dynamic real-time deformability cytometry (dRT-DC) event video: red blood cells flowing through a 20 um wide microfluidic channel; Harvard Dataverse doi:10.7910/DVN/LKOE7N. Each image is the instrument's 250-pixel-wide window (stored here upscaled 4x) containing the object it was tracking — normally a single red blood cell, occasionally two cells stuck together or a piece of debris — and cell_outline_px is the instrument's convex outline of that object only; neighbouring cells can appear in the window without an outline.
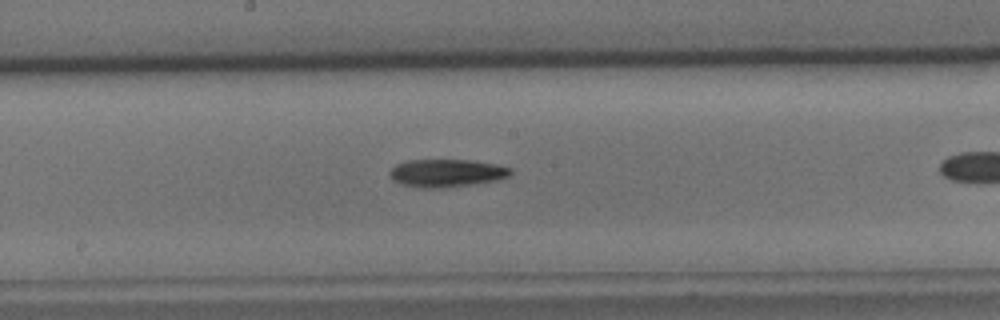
{"species": "common noctule bat (a hibernating species)", "species_latin": "Nyctalus noctula", "temperature_condition": "cold", "stored_images_in_passage": 28, "camera_frame_rate_fps": 3000, "um_per_image_px": 0.085, "animal": {"sex": "male", "body_mass_g": 15.6}, "frame": {"image": 1, "passage_image": 13, "time_ms": 4.0, "image_size_px": [1000, 320], "cell_outline_px": [[512, 172], [508, 176], [496, 180], [472, 184], [440, 188], [424, 188], [404, 184], [392, 180], [388, 172], [396, 164], [408, 160], [468, 160], [496, 164], [512, 168]], "centroid_in_image_um": [37.95, 14.7], "position_along_channel_um": 210.3, "area_um2": 19.42}}
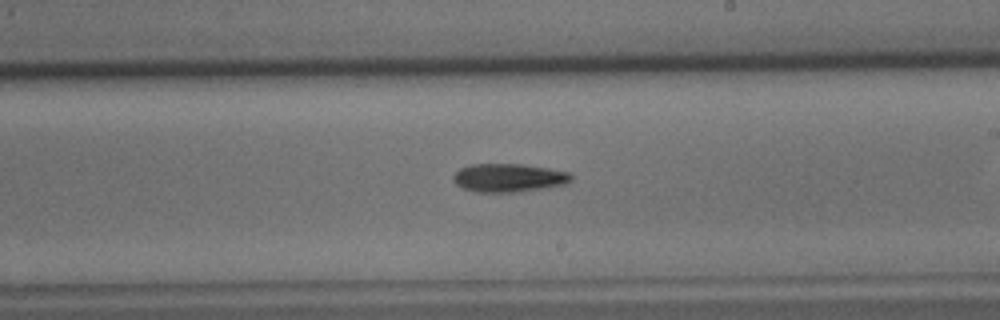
{"frame": {"image": 2, "passage_image": 16, "time_ms": 5.0, "image_size_px": [1000, 320], "cell_outline_px": [[572, 180], [564, 184], [516, 192], [476, 192], [464, 188], [456, 184], [452, 180], [452, 176], [460, 168], [472, 164], [524, 164], [572, 172]], "centroid_in_image_um": [43.23, 15.1], "position_along_channel_um": 245.8, "area_um2": 19.48}}
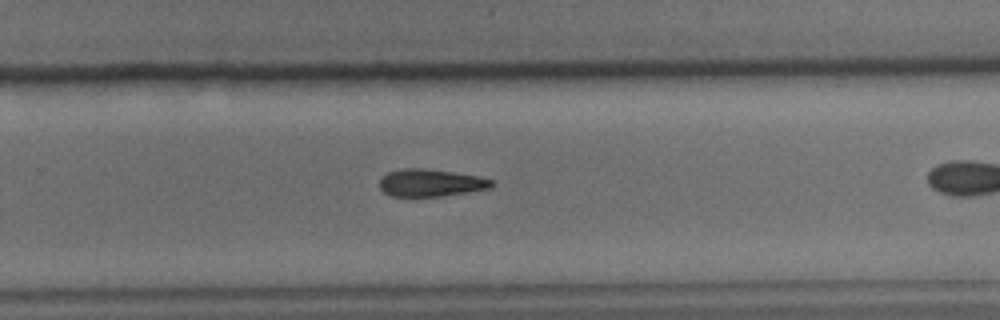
{"frame": {"image": 3, "passage_image": 20, "time_ms": 6.333, "image_size_px": [1000, 320], "cell_outline_px": [[492, 188], [468, 192], [440, 196], [392, 196], [384, 192], [380, 188], [380, 180], [388, 172], [400, 168], [424, 168], [452, 172], [476, 176], [492, 180]], "centroid_in_image_um": [36.59, 15.54], "position_along_channel_um": 293.2, "area_um2": 17.69}}